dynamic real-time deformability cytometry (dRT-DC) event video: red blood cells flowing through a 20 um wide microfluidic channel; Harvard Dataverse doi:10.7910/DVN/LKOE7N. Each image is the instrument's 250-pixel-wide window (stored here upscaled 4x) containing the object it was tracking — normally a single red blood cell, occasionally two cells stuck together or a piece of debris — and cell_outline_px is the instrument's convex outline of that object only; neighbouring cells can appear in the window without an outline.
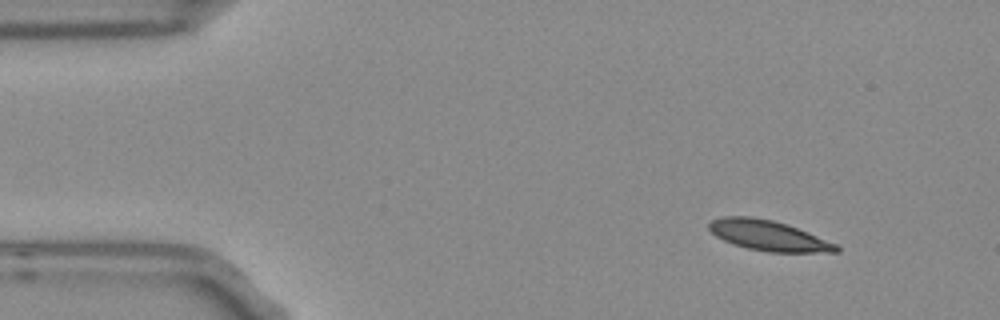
{"species": "Egyptian fruit bat (a non-hibernating species)", "species_latin": "Rousettus aegyptiacus", "temperature_condition": "room temperature", "stored_images_in_passage": 5, "camera_frame_rate_fps": 3000, "um_per_image_px": 0.085, "frame": {"image": 1, "passage_image": 1, "time_ms": 0.0, "image_size_px": [1000, 320], "cell_outline_px": [[840, 252], [768, 252], [748, 248], [724, 240], [716, 236], [708, 228], [708, 224], [712, 220], [724, 216], [752, 216], [772, 220], [788, 224], [808, 232], [836, 244], [840, 248]], "centroid_in_image_um": [65.32, 20.01], "position_along_channel_um": 19.7, "area_um2": 22.31}}
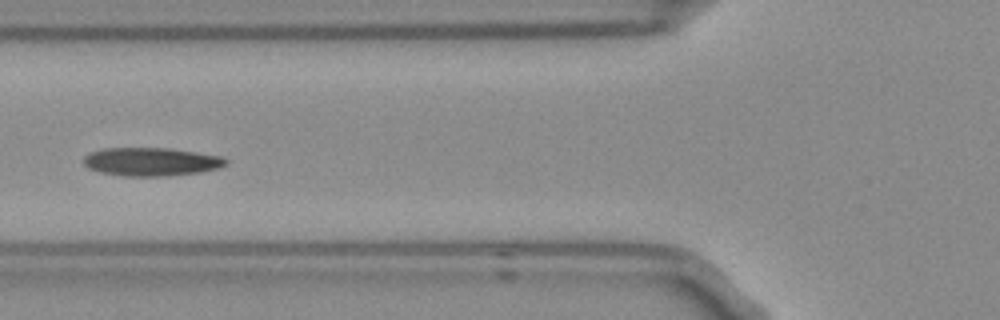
{"frame": {"image": 2, "passage_image": 5, "time_ms": 1.333, "image_size_px": [1000, 320], "cell_outline_px": [[228, 164], [220, 168], [200, 172], [164, 176], [124, 176], [100, 172], [88, 168], [84, 164], [84, 156], [92, 152], [104, 148], [168, 148], [224, 156], [228, 160]], "centroid_in_image_um": [12.9, 13.74], "position_along_channel_um": 112.9, "area_um2": 23.58}}